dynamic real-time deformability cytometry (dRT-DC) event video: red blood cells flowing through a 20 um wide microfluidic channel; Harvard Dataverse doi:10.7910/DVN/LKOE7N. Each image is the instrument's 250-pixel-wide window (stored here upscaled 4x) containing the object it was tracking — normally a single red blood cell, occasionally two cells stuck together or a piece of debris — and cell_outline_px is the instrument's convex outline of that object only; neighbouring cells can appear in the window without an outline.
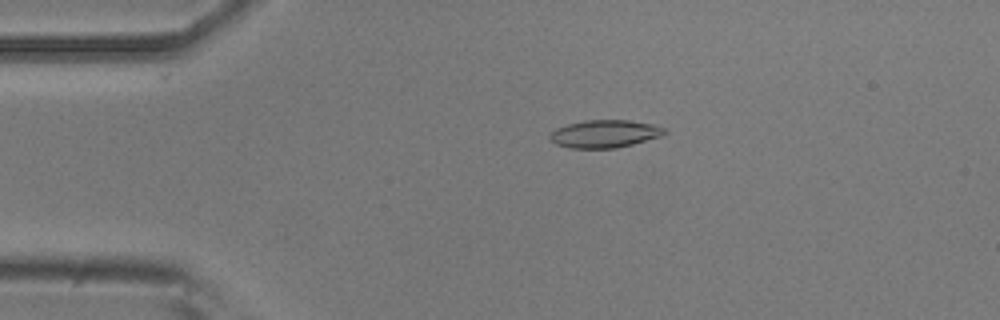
{"species": "common noctule bat (a hibernating species)", "species_latin": "Nyctalus noctula", "temperature_condition": "room temperature", "stored_images_in_passage": 29, "camera_frame_rate_fps": 3000, "um_per_image_px": 0.085, "animal": {"sex": "male", "body_mass_g": 20.5, "forearm_length_mm": 52.5}, "frame": {"image": 1, "passage_image": 2, "time_ms": 0.333, "image_size_px": [1000, 320], "cell_outline_px": [[668, 132], [660, 136], [632, 144], [616, 148], [568, 148], [556, 144], [548, 136], [556, 128], [568, 124], [584, 120], [628, 120], [652, 124], [664, 128]], "centroid_in_image_um": [51.38, 11.37], "position_along_channel_um": 33.6, "area_um2": 18.38}}
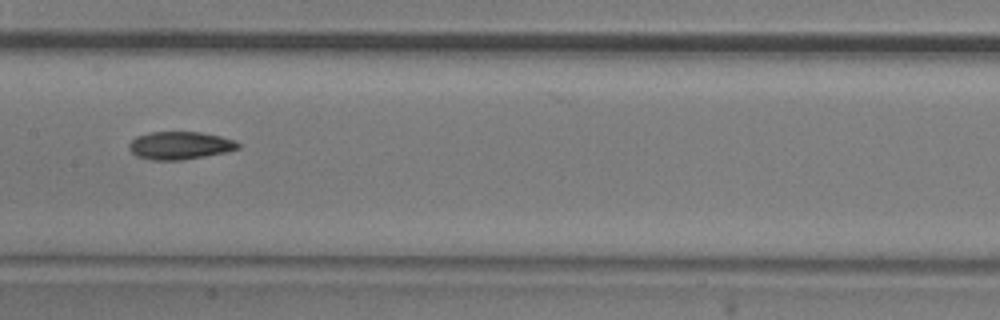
{"frame": {"image": 2, "passage_image": 17, "time_ms": 5.333, "image_size_px": [1000, 320], "cell_outline_px": [[240, 148], [224, 152], [204, 156], [180, 160], [152, 160], [136, 156], [128, 148], [128, 144], [136, 136], [148, 132], [200, 132], [220, 136], [236, 140], [240, 144]], "centroid_in_image_um": [15.27, 12.36], "position_along_channel_um": 192.1, "area_um2": 17.69}}
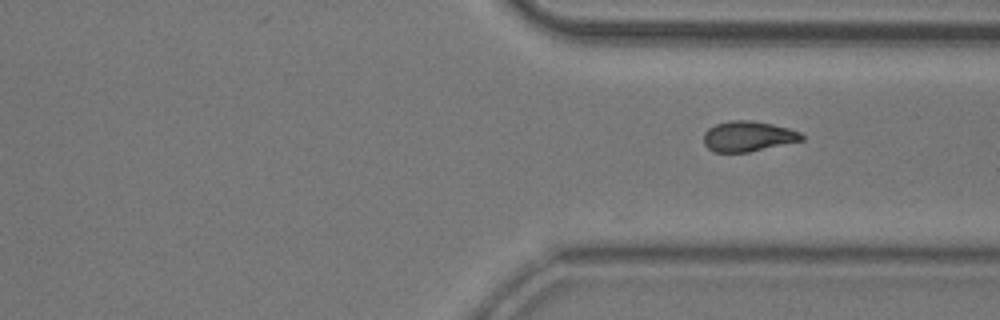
{"frame": {"image": 3, "passage_image": 29, "time_ms": 9.333, "image_size_px": [1000, 320], "cell_outline_px": [[804, 140], [748, 152], [716, 152], [708, 148], [704, 144], [704, 132], [708, 128], [716, 124], [728, 120], [748, 120], [772, 124], [788, 128], [800, 132], [804, 136]], "centroid_in_image_um": [63.57, 11.58], "position_along_channel_um": 347.8, "area_um2": 17.28}}